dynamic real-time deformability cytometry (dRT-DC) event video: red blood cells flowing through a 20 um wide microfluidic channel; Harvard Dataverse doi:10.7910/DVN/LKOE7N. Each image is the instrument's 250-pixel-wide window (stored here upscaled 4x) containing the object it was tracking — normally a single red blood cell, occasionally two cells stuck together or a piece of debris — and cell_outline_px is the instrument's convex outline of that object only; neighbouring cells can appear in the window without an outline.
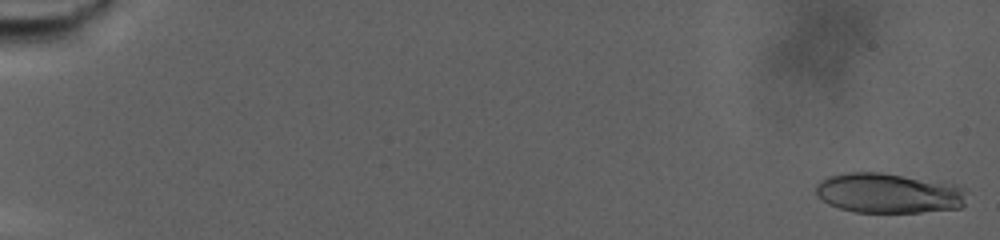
{"species": "human", "species_latin": "Homo sapiens", "temperature_condition": "warm", "stored_images_in_passage": 22, "camera_frame_rate_fps": 3000, "um_per_image_px": 0.085, "donor": {"sex": "male"}, "frame": {"image": 1, "passage_image": 2, "time_ms": 0.333, "image_size_px": [1000, 240], "cell_outline_px": [[968, 192], [964, 204], [960, 208], [920, 212], [856, 212], [840, 208], [828, 204], [816, 196], [816, 184], [820, 180], [828, 176], [848, 172], [880, 172], [940, 180], [956, 184], [968, 188]], "centroid_in_image_um": [75.59, 16.4], "position_along_channel_um": 9.4, "area_um2": 35.95}}
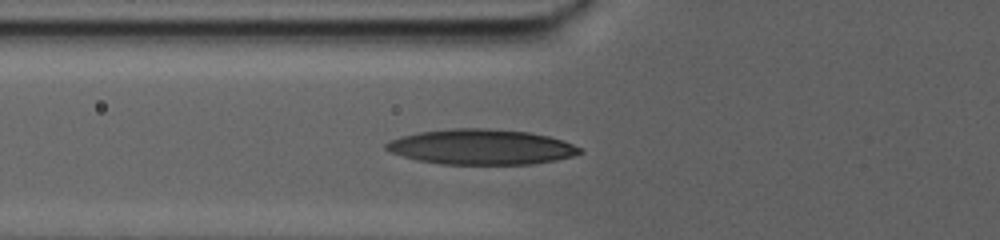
{"frame": {"image": 2, "passage_image": 20, "time_ms": 6.333, "image_size_px": [1000, 240], "cell_outline_px": [[584, 152], [572, 156], [556, 160], [532, 164], [440, 164], [420, 160], [404, 156], [392, 152], [384, 148], [384, 144], [388, 140], [420, 132], [452, 128], [488, 128], [528, 132], [548, 136], [564, 140], [580, 148]], "centroid_in_image_um": [40.93, 12.49], "position_along_channel_um": 84.9, "area_um2": 39.65}}
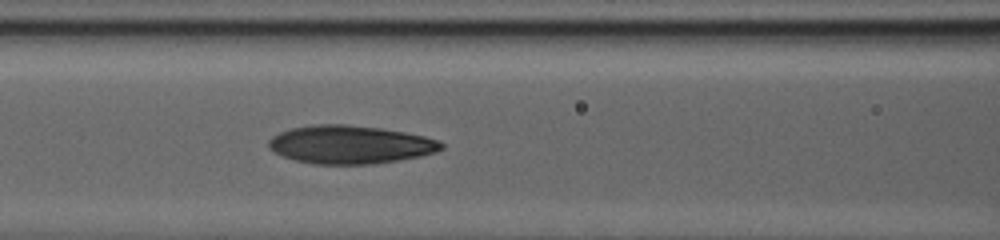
{"frame": {"image": 3, "passage_image": 22, "time_ms": 7.0, "image_size_px": [1000, 240], "cell_outline_px": [[444, 148], [436, 152], [420, 156], [400, 160], [372, 164], [312, 164], [292, 160], [268, 148], [268, 140], [272, 136], [280, 132], [292, 128], [312, 124], [348, 124], [380, 128], [404, 132], [424, 136], [440, 140], [444, 144]], "centroid_in_image_um": [29.77, 12.29], "position_along_channel_um": 136.8, "area_um2": 38.73}}